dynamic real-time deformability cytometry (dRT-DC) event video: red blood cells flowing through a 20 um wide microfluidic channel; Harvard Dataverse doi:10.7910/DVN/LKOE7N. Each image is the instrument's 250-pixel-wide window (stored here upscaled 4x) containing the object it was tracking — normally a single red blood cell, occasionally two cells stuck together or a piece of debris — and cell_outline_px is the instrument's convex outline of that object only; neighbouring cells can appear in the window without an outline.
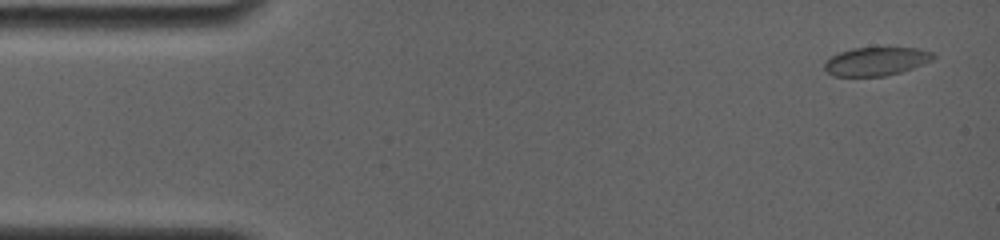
{"species": "common noctule bat (a hibernating species)", "species_latin": "Nyctalus noctula", "temperature_condition": "room temperature", "stored_images_in_passage": 52, "camera_frame_rate_fps": 4000, "um_per_image_px": 0.085, "animal": {"sex": "female", "body_mass_g": 19.0, "forearm_length_mm": 56.7}, "frame": {"image": 1, "passage_image": 2, "time_ms": 0.5, "image_size_px": [1000, 240], "cell_outline_px": [[936, 56], [932, 60], [900, 72], [884, 76], [832, 76], [824, 68], [824, 64], [832, 56], [840, 52], [852, 48], [916, 48], [932, 52]], "centroid_in_image_um": [74.46, 5.22], "position_along_channel_um": 10.5, "area_um2": 17.74}}
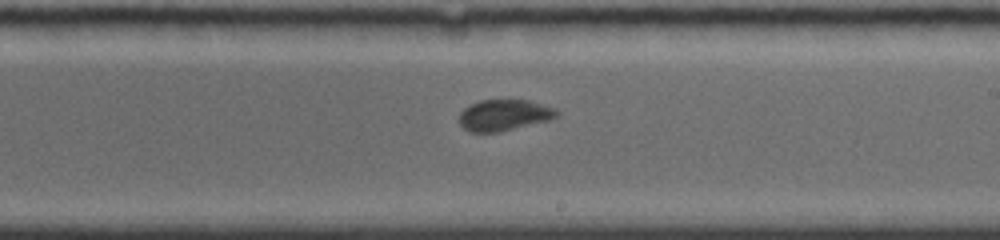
{"frame": {"image": 2, "passage_image": 31, "time_ms": 9.5, "image_size_px": [1000, 240], "cell_outline_px": [[560, 112], [556, 116], [548, 120], [500, 132], [472, 132], [464, 128], [460, 124], [460, 112], [464, 108], [480, 100], [528, 100], [552, 108]], "centroid_in_image_um": [42.82, 9.79], "position_along_channel_um": 246.2, "area_um2": 17.4}}
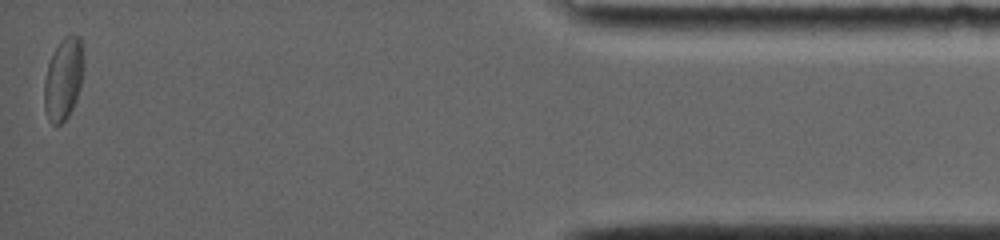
{"frame": {"image": 3, "passage_image": 52, "time_ms": 16.0, "image_size_px": [1000, 240], "cell_outline_px": [[84, 68], [80, 88], [76, 100], [68, 116], [60, 124], [52, 124], [48, 120], [44, 108], [44, 80], [48, 64], [60, 40], [64, 36], [76, 36], [80, 40], [84, 56]], "centroid_in_image_um": [5.39, 6.73], "position_along_channel_um": 429.8, "area_um2": 18.84}, "authors_computed_cell_mechanics": {"area_um2": 17.8313, "velocity_mm_per_s": 3.8291, "shape_relaxation_time_tau1_ms": 1.9013, "shape_relaxation_time_tau2_ms": null, "deformation_change_tau1": 0.0679, "deformation_change_tau2": null}}